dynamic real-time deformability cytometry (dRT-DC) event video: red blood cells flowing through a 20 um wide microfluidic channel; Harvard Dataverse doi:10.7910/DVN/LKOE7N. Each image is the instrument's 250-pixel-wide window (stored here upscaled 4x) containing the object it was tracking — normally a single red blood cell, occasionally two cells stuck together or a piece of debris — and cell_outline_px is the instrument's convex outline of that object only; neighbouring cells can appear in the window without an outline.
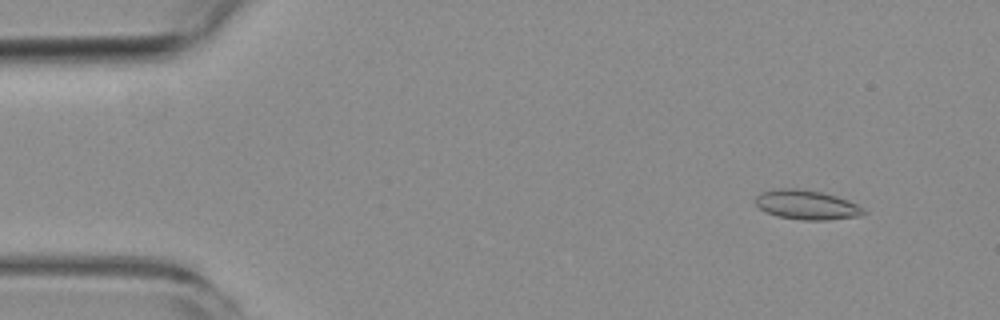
{"species": "common noctule bat (a hibernating species)", "species_latin": "Nyctalus noctula", "temperature_condition": "room temperature", "stored_images_in_passage": 4, "camera_frame_rate_fps": 3000, "um_per_image_px": 0.085, "animal": {"sex": "female", "body_mass_g": 19.3, "forearm_length_mm": 54.1}, "frame": {"image": 1, "passage_image": 2, "time_ms": 1.0, "image_size_px": [1000, 320], "cell_outline_px": [[868, 212], [860, 216], [828, 220], [800, 220], [776, 216], [760, 208], [756, 204], [756, 196], [760, 192], [780, 188], [796, 188], [820, 192], [836, 196], [848, 200], [864, 208]], "centroid_in_image_um": [68.59, 17.42], "position_along_channel_um": 16.4, "area_um2": 18.55}}